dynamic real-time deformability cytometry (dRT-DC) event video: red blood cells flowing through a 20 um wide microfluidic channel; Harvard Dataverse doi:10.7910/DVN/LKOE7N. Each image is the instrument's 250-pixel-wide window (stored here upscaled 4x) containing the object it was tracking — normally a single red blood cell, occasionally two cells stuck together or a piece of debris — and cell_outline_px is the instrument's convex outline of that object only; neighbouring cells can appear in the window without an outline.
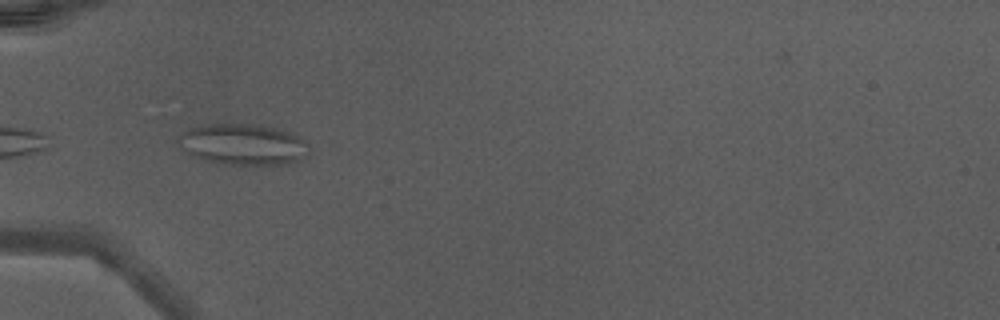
{"species": "Egyptian fruit bat (a non-hibernating species)", "species_latin": "Rousettus aegyptiacus", "temperature_condition": "warm", "stored_images_in_passage": 9, "camera_frame_rate_fps": 3000, "um_per_image_px": 0.085, "animal": {"sex": "male"}, "frame": {"image": 1, "passage_image": 1, "time_ms": 0.0, "image_size_px": [1000, 320], "cell_outline_px": [[308, 152], [300, 160], [288, 164], [220, 164], [204, 160], [192, 156], [180, 148], [176, 140], [184, 132], [192, 128], [212, 124], [260, 124], [288, 132], [300, 136], [308, 144]], "centroid_in_image_um": [20.65, 12.28], "position_along_channel_um": 64.3, "area_um2": 31.21}}